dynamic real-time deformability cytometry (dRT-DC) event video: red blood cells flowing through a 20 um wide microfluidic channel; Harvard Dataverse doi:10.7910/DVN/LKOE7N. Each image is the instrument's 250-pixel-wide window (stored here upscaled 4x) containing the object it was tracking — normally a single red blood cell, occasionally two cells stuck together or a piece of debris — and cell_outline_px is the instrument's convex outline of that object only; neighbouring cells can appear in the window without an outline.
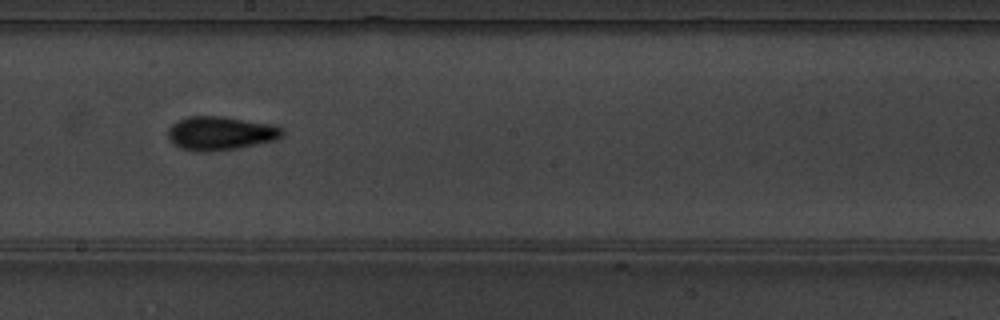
{"species": "common noctule bat (a hibernating species)", "species_latin": "Nyctalus noctula", "temperature_condition": "warm", "stored_images_in_passage": 12, "camera_frame_rate_fps": 3000, "um_per_image_px": 0.085, "animal": {"sex": "male", "body_mass_g": 19.5, "forearm_length_mm": 54.6}, "frame": {"image": 1, "passage_image": 6, "time_ms": 1.667, "image_size_px": [1000, 320], "cell_outline_px": [[284, 136], [276, 140], [236, 148], [208, 152], [196, 152], [180, 148], [168, 136], [168, 128], [172, 124], [188, 116], [220, 116], [272, 124], [284, 128]], "centroid_in_image_um": [18.77, 11.33], "position_along_channel_um": 229.4, "area_um2": 22.43}}